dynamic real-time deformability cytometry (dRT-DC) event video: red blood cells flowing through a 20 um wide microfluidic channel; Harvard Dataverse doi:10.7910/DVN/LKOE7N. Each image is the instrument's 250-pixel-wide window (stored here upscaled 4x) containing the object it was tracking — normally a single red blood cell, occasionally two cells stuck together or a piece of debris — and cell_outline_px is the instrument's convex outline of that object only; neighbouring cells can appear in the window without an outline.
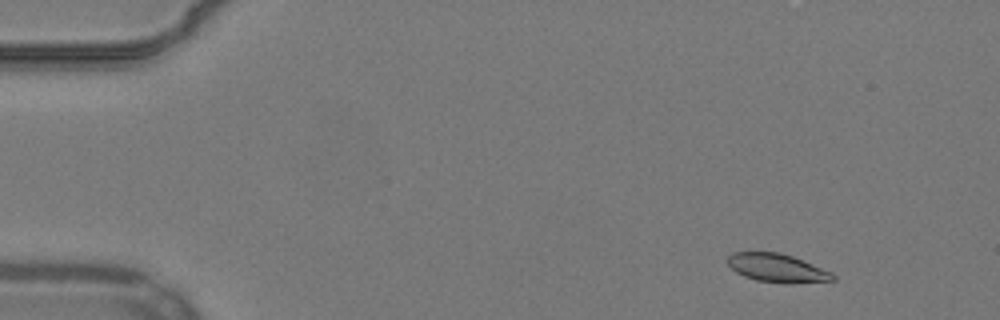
{"species": "common noctule bat (a hibernating species)", "species_latin": "Nyctalus noctula", "temperature_condition": "warm", "stored_images_in_passage": 52, "camera_frame_rate_fps": 3000, "um_per_image_px": 0.085, "animal": {"sex": "male", "body_mass_g": 19.2, "forearm_length_mm": 51.8}, "frame": {"image": 1, "passage_image": 4, "time_ms": 1.0, "image_size_px": [1000, 320], "cell_outline_px": [[836, 280], [792, 284], [788, 284], [756, 280], [744, 276], [736, 272], [728, 264], [728, 256], [732, 252], [780, 252], [792, 256], [832, 272], [836, 276]], "centroid_in_image_um": [66.08, 22.79], "position_along_channel_um": 18.9, "area_um2": 17.51}}
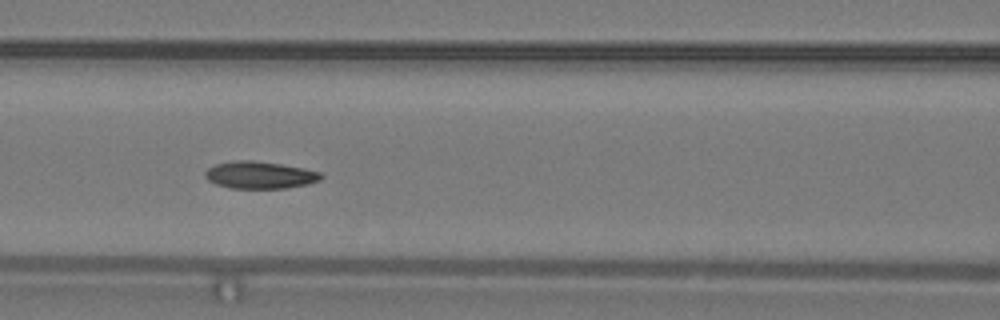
{"frame": {"image": 2, "passage_image": 22, "time_ms": 7.0, "image_size_px": [1000, 320], "cell_outline_px": [[324, 176], [320, 180], [308, 184], [288, 188], [232, 188], [216, 184], [208, 180], [204, 176], [204, 172], [208, 168], [216, 164], [236, 160], [252, 160], [280, 164], [304, 168], [320, 172]], "centroid_in_image_um": [22.09, 14.88], "position_along_channel_um": 144.5, "area_um2": 18.38}}
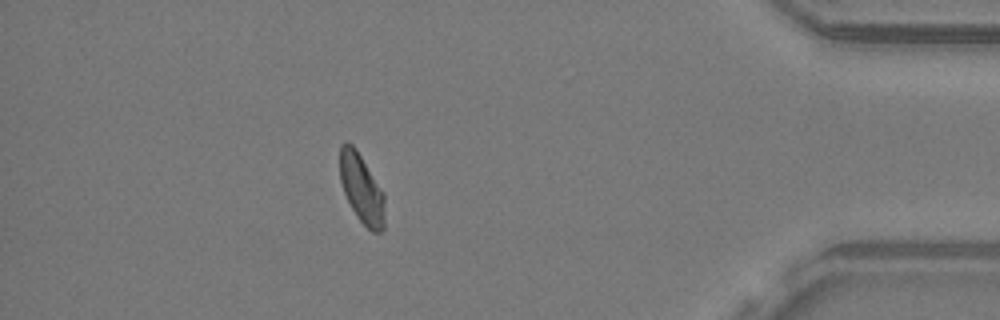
{"frame": {"image": 3, "passage_image": 46, "time_ms": 15.0, "image_size_px": [1000, 320], "cell_outline_px": [[384, 232], [372, 232], [356, 216], [344, 192], [340, 180], [340, 144], [344, 140], [352, 144], [356, 148], [384, 192]], "centroid_in_image_um": [30.74, 16.01], "position_along_channel_um": 404.5, "area_um2": 18.15}, "authors_computed_cell_mechanics": {"area_um2": 18.207, "velocity_mm_per_s": 3.8352, "shape_relaxation_time_tau1_ms": 4.5324, "shape_relaxation_time_tau2_ms": 5.17, "deformation_change_tau1": 0.1316, "deformation_change_tau2": 0.1005}}